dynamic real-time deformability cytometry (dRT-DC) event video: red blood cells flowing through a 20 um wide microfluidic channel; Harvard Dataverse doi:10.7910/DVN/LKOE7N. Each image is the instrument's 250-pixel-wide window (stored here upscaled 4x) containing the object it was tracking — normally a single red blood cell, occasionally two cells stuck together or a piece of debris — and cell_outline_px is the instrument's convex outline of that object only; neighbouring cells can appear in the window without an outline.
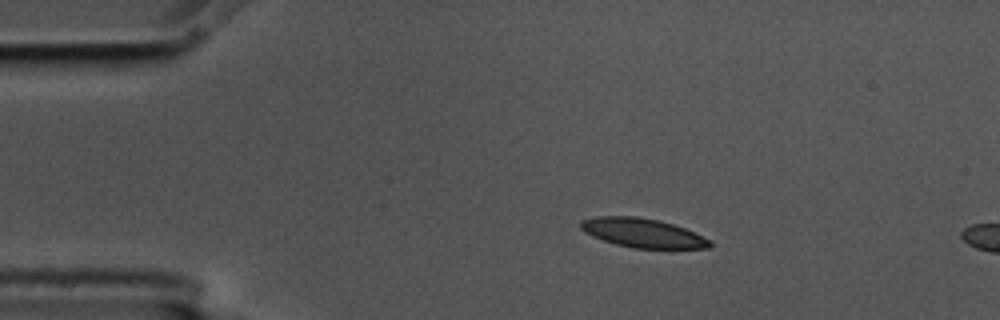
{"species": "common noctule bat (a hibernating species)", "species_latin": "Nyctalus noctula", "temperature_condition": "cold", "stored_images_in_passage": 3, "camera_frame_rate_fps": 3000, "um_per_image_px": 0.085, "animal": {"sex": "male", "body_mass_g": 17.5, "forearm_length_mm": 52.3}, "frame": {"image": 1, "passage_image": 2, "time_ms": 0.333, "image_size_px": [1000, 320], "cell_outline_px": [[712, 244], [708, 248], [632, 248], [616, 244], [592, 236], [584, 232], [580, 228], [580, 220], [596, 216], [636, 216], [660, 220], [684, 228], [712, 240]], "centroid_in_image_um": [54.61, 19.79], "position_along_channel_um": 30.4, "area_um2": 21.91}}